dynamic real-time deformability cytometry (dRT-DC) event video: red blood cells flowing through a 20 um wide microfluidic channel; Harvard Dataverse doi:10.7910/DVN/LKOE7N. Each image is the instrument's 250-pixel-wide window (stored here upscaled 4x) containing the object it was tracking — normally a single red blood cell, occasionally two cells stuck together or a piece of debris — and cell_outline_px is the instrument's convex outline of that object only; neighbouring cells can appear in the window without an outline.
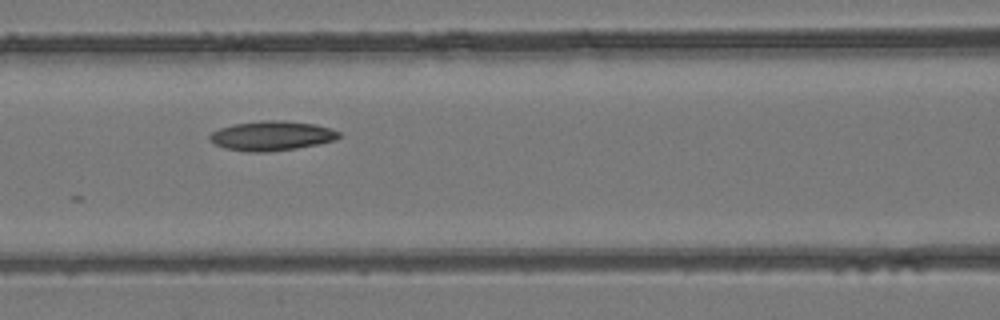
{"species": "common noctule bat (a hibernating species)", "species_latin": "Nyctalus noctula", "temperature_condition": "room temperature", "stored_images_in_passage": 4, "camera_frame_rate_fps": 3000, "um_per_image_px": 0.085, "animal": {"sex": "female", "body_mass_g": 24.6, "forearm_length_mm": 56.2}, "frame": {"image": 1, "passage_image": 3, "time_ms": 0.667, "image_size_px": [1000, 320], "cell_outline_px": [[340, 136], [336, 140], [296, 148], [268, 152], [248, 152], [224, 148], [216, 144], [208, 136], [212, 132], [220, 128], [232, 124], [260, 120], [280, 120], [316, 124], [332, 128], [340, 132]], "centroid_in_image_um": [23.11, 11.53], "position_along_channel_um": 143.5, "area_um2": 22.31}}
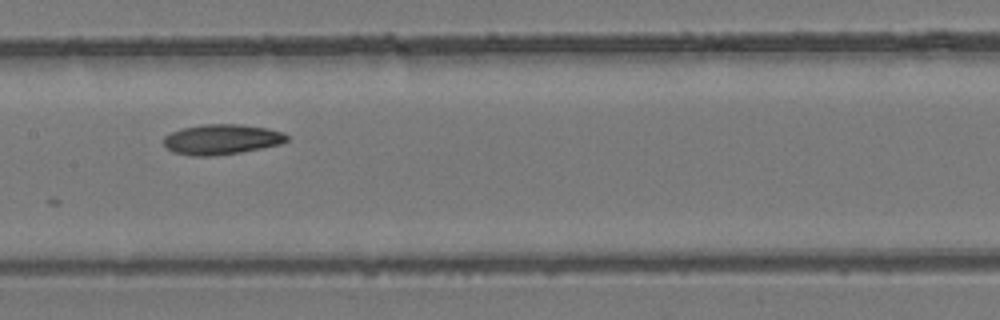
{"frame": {"image": 2, "passage_image": 4, "time_ms": 1.0, "image_size_px": [1000, 320], "cell_outline_px": [[288, 140], [280, 144], [240, 152], [216, 156], [192, 156], [172, 152], [164, 144], [164, 136], [172, 132], [184, 128], [204, 124], [240, 124], [268, 128], [284, 132], [288, 136]], "centroid_in_image_um": [18.85, 11.85], "position_along_channel_um": 188.5, "area_um2": 21.68}}